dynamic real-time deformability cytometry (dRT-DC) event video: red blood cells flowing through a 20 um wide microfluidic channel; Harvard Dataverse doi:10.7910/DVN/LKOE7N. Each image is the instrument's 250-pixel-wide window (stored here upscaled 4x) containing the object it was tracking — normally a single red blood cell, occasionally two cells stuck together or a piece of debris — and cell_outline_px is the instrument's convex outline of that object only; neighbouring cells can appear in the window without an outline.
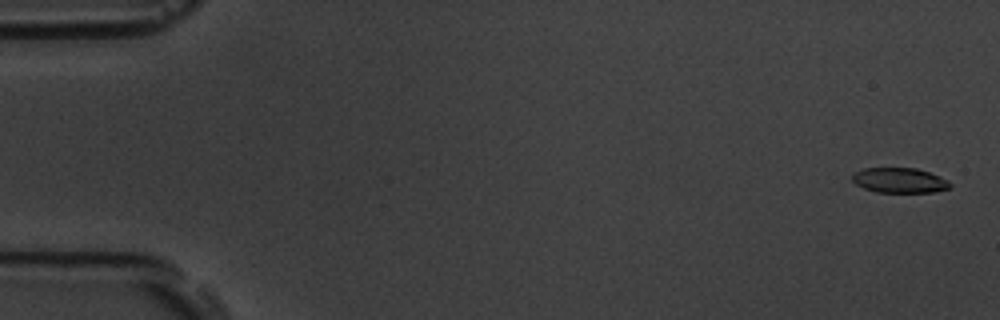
{"species": "common noctule bat (a hibernating species)", "species_latin": "Nyctalus noctula", "temperature_condition": "room temperature", "stored_images_in_passage": 56, "camera_frame_rate_fps": 3000, "um_per_image_px": 0.085, "animal": {"sex": "male", "body_mass_g": 19.5, "forearm_length_mm": 54.6}, "frame": {"image": 1, "passage_image": 2, "time_ms": 0.333, "image_size_px": [1000, 320], "cell_outline_px": [[952, 188], [932, 192], [876, 192], [864, 188], [856, 184], [852, 180], [852, 176], [856, 172], [864, 168], [916, 168], [940, 176], [948, 180], [952, 184]], "centroid_in_image_um": [76.5, 15.33], "position_along_channel_um": 8.5, "area_um2": 14.28}}
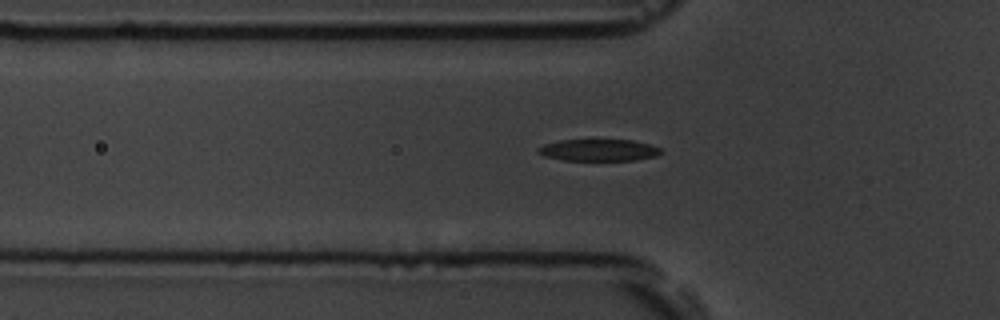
{"frame": {"image": 2, "passage_image": 19, "time_ms": 6.0, "image_size_px": [1000, 320], "cell_outline_px": [[664, 152], [656, 156], [636, 160], [564, 160], [544, 156], [536, 152], [536, 148], [544, 144], [560, 140], [632, 140], [648, 144], [660, 148]], "centroid_in_image_um": [50.87, 12.76], "position_along_channel_um": 74.9, "area_um2": 15.61}}
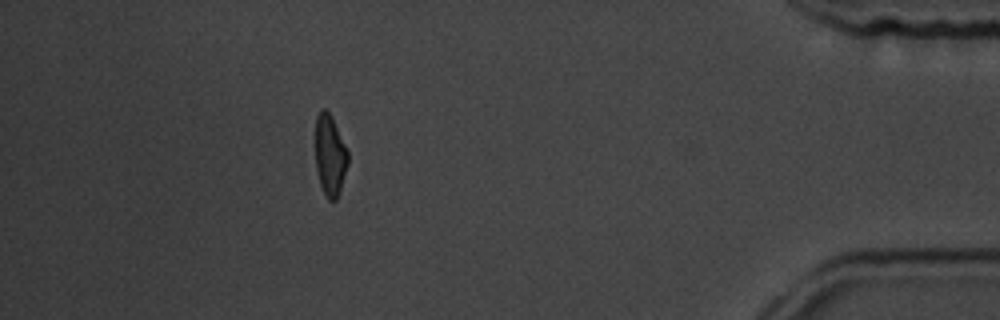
{"frame": {"image": 3, "passage_image": 50, "time_ms": 16.333, "image_size_px": [1000, 320], "cell_outline_px": [[348, 164], [340, 192], [336, 200], [328, 200], [320, 184], [316, 168], [316, 116], [324, 108], [328, 112], [348, 148]], "centroid_in_image_um": [28.07, 13.24], "position_along_channel_um": 407.1, "area_um2": 15.26}, "authors_computed_cell_mechanics": {"area_um2": 16.0973, "velocity_mm_per_s": 3.7095, "shape_relaxation_time_tau1_ms": 3.4316, "shape_relaxation_time_tau2_ms": 2.7523, "deformation_change_tau1": 0.197, "deformation_change_tau2": 0.0967}}